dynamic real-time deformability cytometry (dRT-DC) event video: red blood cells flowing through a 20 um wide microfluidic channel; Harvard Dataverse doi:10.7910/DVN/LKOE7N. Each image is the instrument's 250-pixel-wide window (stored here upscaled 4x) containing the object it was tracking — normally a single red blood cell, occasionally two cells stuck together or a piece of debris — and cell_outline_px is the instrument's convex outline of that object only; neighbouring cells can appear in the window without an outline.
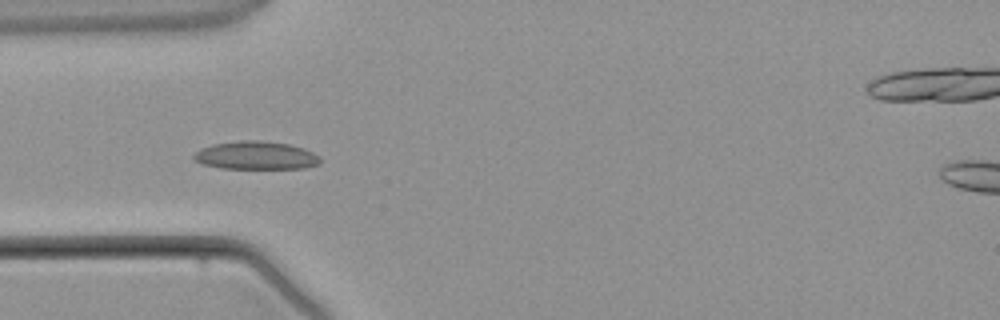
{"species": "common noctule bat (a hibernating species)", "species_latin": "Nyctalus noctula", "temperature_condition": "warm", "stored_images_in_passage": 5, "camera_frame_rate_fps": 3000, "um_per_image_px": 0.085, "animal": {"sex": "male", "body_mass_g": 21.5, "forearm_length_mm": 52.0}, "frame": {"image": 1, "passage_image": 4, "time_ms": 4.0, "image_size_px": [1000, 320], "cell_outline_px": [[320, 164], [304, 168], [220, 168], [200, 164], [192, 160], [192, 156], [200, 148], [212, 144], [240, 140], [260, 140], [288, 144], [304, 148], [320, 156]], "centroid_in_image_um": [21.71, 13.21], "position_along_channel_um": 63.3, "area_um2": 20.92}}
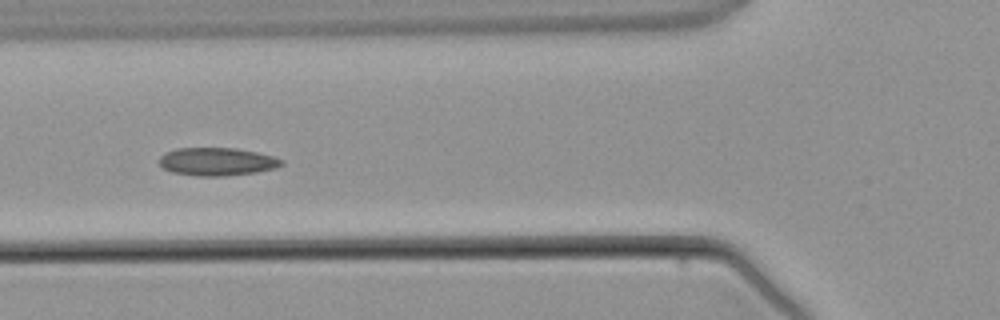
{"frame": {"image": 2, "passage_image": 5, "time_ms": 5.0, "image_size_px": [1000, 320], "cell_outline_px": [[284, 164], [276, 168], [256, 172], [224, 176], [196, 176], [172, 172], [164, 168], [156, 160], [164, 152], [176, 148], [236, 148], [256, 152], [272, 156], [284, 160]], "centroid_in_image_um": [18.42, 13.73], "position_along_channel_um": 107.4, "area_um2": 20.11}}